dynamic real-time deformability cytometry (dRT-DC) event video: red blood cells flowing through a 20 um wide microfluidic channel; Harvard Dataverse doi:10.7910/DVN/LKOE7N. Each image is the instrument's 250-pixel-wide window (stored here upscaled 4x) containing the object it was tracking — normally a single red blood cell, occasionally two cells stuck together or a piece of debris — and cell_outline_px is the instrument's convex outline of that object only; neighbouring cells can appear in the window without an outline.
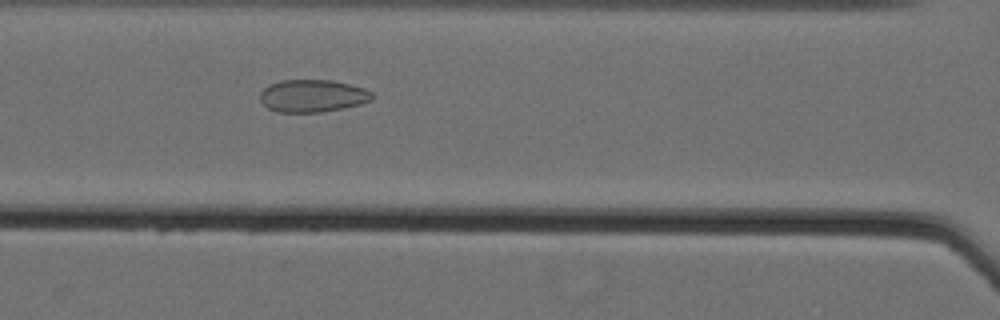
{"species": "Egyptian fruit bat (a non-hibernating species)", "species_latin": "Rousettus aegyptiacus", "temperature_condition": "cold", "stored_images_in_passage": 46, "camera_frame_rate_fps": 3000, "um_per_image_px": 0.085, "animal": {"sex": "female"}, "frame": {"image": 1, "passage_image": 16, "time_ms": 5.0, "image_size_px": [1000, 320], "cell_outline_px": [[372, 100], [360, 104], [320, 112], [276, 112], [268, 108], [260, 100], [260, 92], [268, 84], [280, 80], [332, 80], [364, 88], [372, 92]], "centroid_in_image_um": [26.53, 8.14], "position_along_channel_um": 140.1, "area_um2": 21.15}}
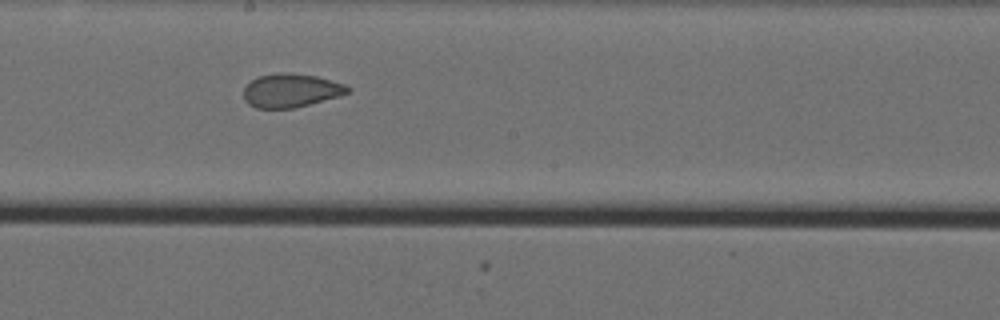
{"frame": {"image": 2, "passage_image": 23, "time_ms": 7.333, "image_size_px": [1000, 320], "cell_outline_px": [[352, 88], [348, 92], [340, 96], [292, 108], [256, 108], [248, 104], [244, 100], [244, 88], [252, 80], [260, 76], [276, 72], [284, 72], [316, 76], [344, 84]], "centroid_in_image_um": [24.72, 7.69], "position_along_channel_um": 223.5, "area_um2": 20.23}}
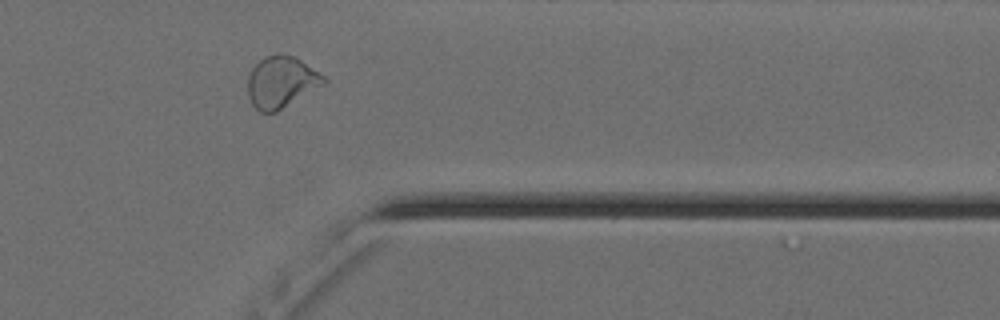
{"frame": {"image": 3, "passage_image": 37, "time_ms": 12.0, "image_size_px": [1000, 320], "cell_outline_px": [[328, 80], [324, 84], [276, 112], [260, 112], [252, 104], [248, 96], [248, 76], [252, 68], [264, 56], [280, 52], [296, 56], [324, 76]], "centroid_in_image_um": [23.9, 6.94], "position_along_channel_um": 387.5, "area_um2": 22.89}, "authors_computed_cell_mechanics": {"area_um2": 22.3686, "velocity_mm_per_s": 3.5743, "shape_relaxation_time_tau1_ms": null, "shape_relaxation_time_tau2_ms": 1.0449, "deformation_change_tau1": null, "deformation_change_tau2": 0.0616}}